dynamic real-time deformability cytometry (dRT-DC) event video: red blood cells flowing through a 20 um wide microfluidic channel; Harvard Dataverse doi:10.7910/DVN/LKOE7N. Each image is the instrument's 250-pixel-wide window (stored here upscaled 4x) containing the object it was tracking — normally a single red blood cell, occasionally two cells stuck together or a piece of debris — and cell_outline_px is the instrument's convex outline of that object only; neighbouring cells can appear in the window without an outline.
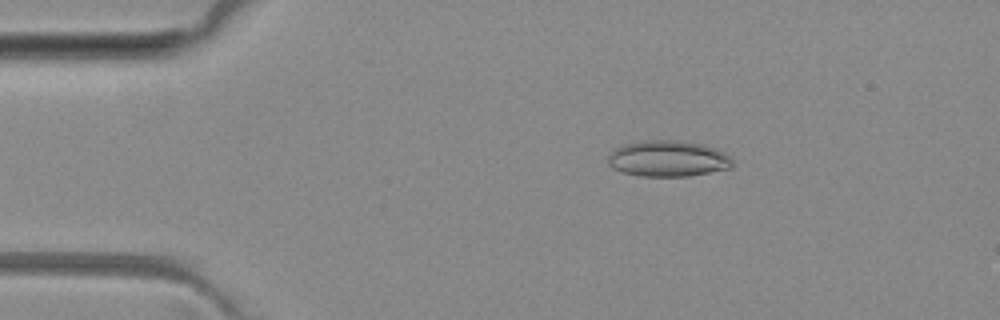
{"species": "common noctule bat (a hibernating species)", "species_latin": "Nyctalus noctula", "temperature_condition": "room temperature", "stored_images_in_passage": 3, "camera_frame_rate_fps": 3000, "um_per_image_px": 0.085, "animal": {"sex": "female", "body_mass_g": 29.2, "forearm_length_mm": 56.3}, "frame": {"image": 1, "passage_image": 1, "time_ms": 0.0, "image_size_px": [1000, 320], "cell_outline_px": [[732, 168], [688, 176], [640, 176], [624, 172], [612, 168], [608, 164], [608, 156], [612, 148], [624, 144], [644, 140], [680, 140], [704, 144], [728, 152], [732, 156]], "centroid_in_image_um": [56.8, 13.47], "position_along_channel_um": 28.2, "area_um2": 26.65}}